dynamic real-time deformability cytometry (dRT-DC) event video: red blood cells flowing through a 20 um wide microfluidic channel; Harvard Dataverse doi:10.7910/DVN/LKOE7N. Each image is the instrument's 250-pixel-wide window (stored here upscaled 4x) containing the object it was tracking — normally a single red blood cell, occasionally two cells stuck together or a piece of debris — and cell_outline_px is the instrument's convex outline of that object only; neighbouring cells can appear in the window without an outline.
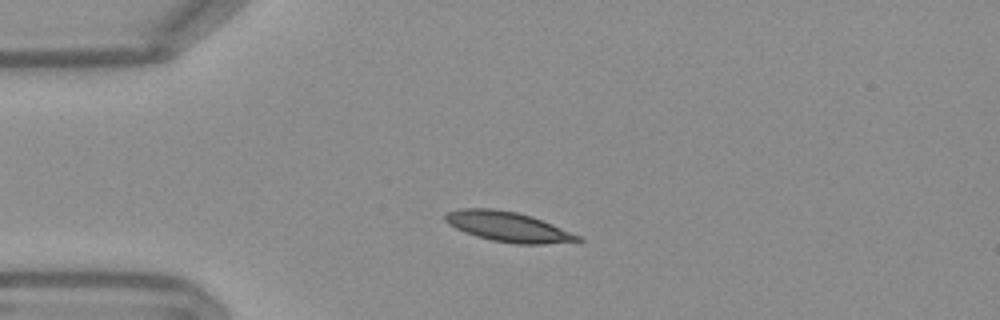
{"species": "Egyptian fruit bat (a non-hibernating species)", "species_latin": "Rousettus aegyptiacus", "temperature_condition": "warm", "stored_images_in_passage": 42, "camera_frame_rate_fps": 3000, "um_per_image_px": 0.085, "frame": {"image": 1, "passage_image": 1, "time_ms": 0.0, "image_size_px": [1000, 320], "cell_outline_px": [[584, 240], [544, 244], [516, 244], [492, 240], [476, 236], [464, 232], [448, 224], [444, 220], [444, 216], [448, 212], [460, 208], [492, 208], [516, 212], [532, 216], [552, 224], [580, 236]], "centroid_in_image_um": [43.15, 19.27], "position_along_channel_um": 41.8, "area_um2": 23.0}}
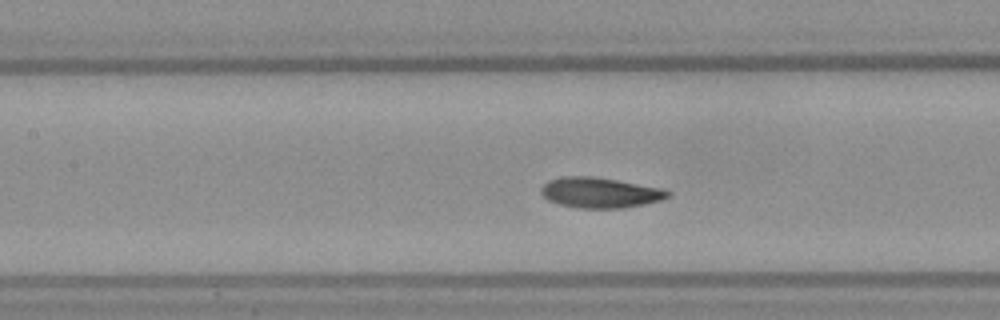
{"frame": {"image": 2, "passage_image": 12, "time_ms": 3.667, "image_size_px": [1000, 320], "cell_outline_px": [[672, 196], [660, 200], [644, 204], [624, 208], [580, 208], [560, 204], [548, 200], [540, 192], [540, 188], [548, 180], [564, 176], [592, 176], [616, 180], [660, 188], [672, 192]], "centroid_in_image_um": [51.0, 16.37], "position_along_channel_um": 156.4, "area_um2": 22.37}}
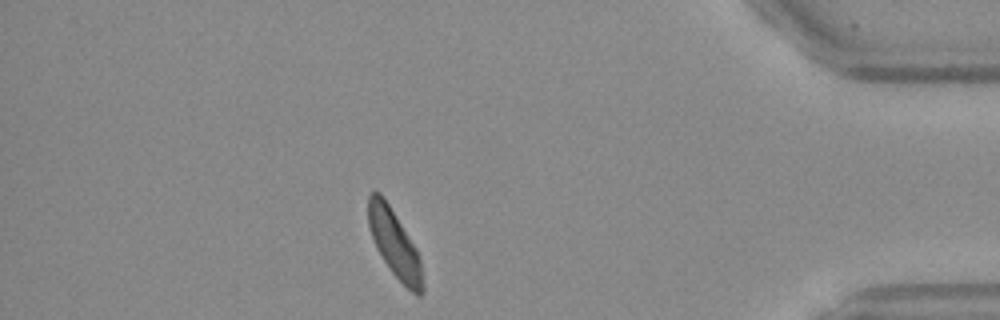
{"frame": {"image": 3, "passage_image": 35, "time_ms": 11.333, "image_size_px": [1000, 320], "cell_outline_px": [[424, 292], [420, 296], [416, 296], [392, 272], [376, 248], [368, 224], [368, 196], [372, 192], [380, 192], [384, 196], [416, 248], [420, 260], [424, 288]], "centroid_in_image_um": [33.54, 20.7], "position_along_channel_um": 401.7, "area_um2": 21.1}, "authors_computed_cell_mechanics": {"area_um2": 22.2241, "velocity_mm_per_s": 3.7693, "shape_relaxation_time_tau1_ms": 3.0627, "shape_relaxation_time_tau2_ms": null, "deformation_change_tau1": 0.1082, "deformation_change_tau2": null}}